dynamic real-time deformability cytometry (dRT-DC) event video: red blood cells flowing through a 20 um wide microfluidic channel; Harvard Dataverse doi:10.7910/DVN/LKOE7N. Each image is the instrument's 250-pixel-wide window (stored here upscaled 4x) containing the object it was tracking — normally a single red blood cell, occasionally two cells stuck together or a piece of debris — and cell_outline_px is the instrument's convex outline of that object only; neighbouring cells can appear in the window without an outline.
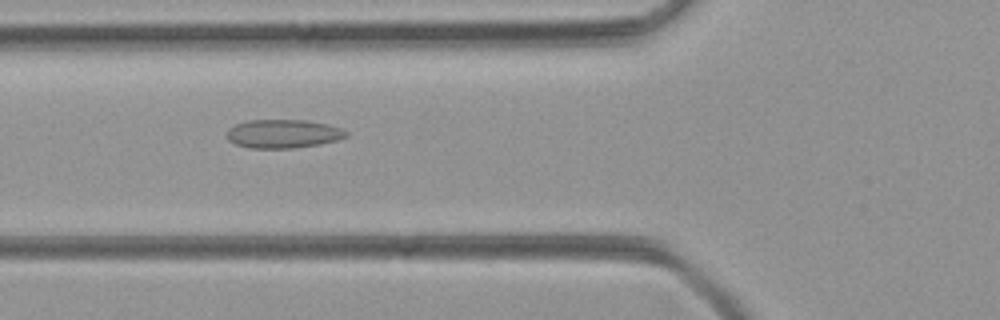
{"species": "common noctule bat (a hibernating species)", "species_latin": "Nyctalus noctula", "temperature_condition": "room temperature", "stored_images_in_passage": 34, "camera_frame_rate_fps": 3000, "um_per_image_px": 0.085, "animal": {"sex": "female", "body_mass_g": 21.9}, "frame": {"image": 1, "passage_image": 8, "time_ms": 2.333, "image_size_px": [1000, 320], "cell_outline_px": [[348, 136], [336, 140], [320, 144], [292, 148], [248, 148], [236, 144], [228, 140], [228, 128], [236, 124], [248, 120], [308, 120], [328, 124], [344, 128], [348, 132]], "centroid_in_image_um": [24.1, 11.36], "position_along_channel_um": 101.7, "area_um2": 20.0}}
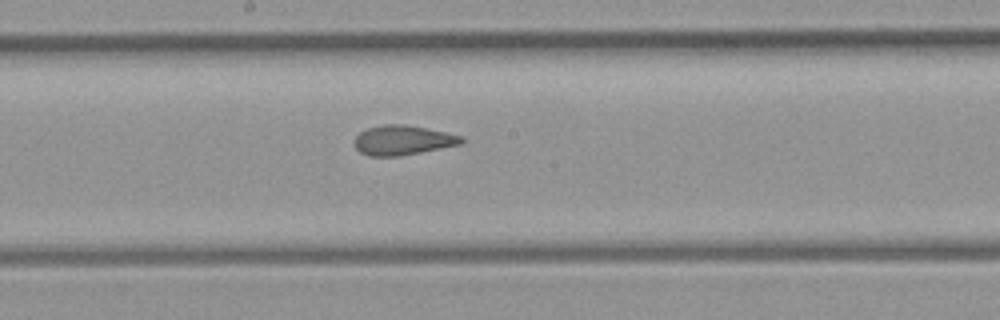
{"frame": {"image": 2, "passage_image": 16, "time_ms": 5.0, "image_size_px": [1000, 320], "cell_outline_px": [[464, 144], [420, 152], [396, 156], [368, 156], [360, 152], [356, 148], [356, 136], [360, 132], [368, 128], [384, 124], [404, 124], [464, 136]], "centroid_in_image_um": [34.27, 11.92], "position_along_channel_um": 213.9, "area_um2": 18.32}}
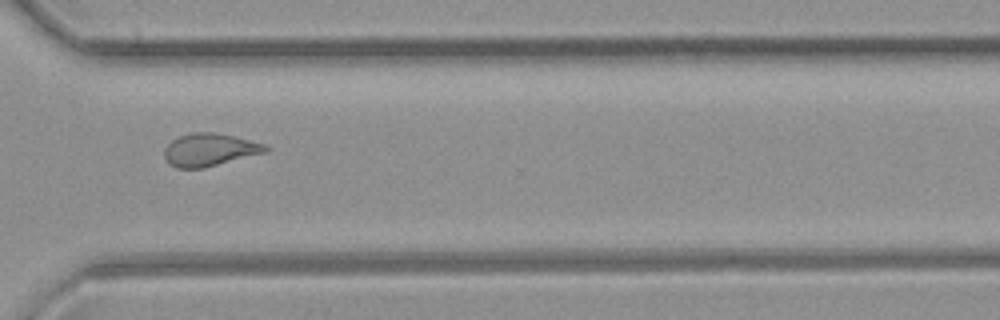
{"frame": {"image": 3, "passage_image": 26, "time_ms": 8.333, "image_size_px": [1000, 320], "cell_outline_px": [[268, 152], [204, 168], [176, 168], [168, 164], [164, 156], [164, 148], [172, 140], [180, 136], [192, 132], [212, 132], [232, 136], [264, 144], [268, 148]], "centroid_in_image_um": [17.78, 12.74], "position_along_channel_um": 352.8, "area_um2": 19.25}}